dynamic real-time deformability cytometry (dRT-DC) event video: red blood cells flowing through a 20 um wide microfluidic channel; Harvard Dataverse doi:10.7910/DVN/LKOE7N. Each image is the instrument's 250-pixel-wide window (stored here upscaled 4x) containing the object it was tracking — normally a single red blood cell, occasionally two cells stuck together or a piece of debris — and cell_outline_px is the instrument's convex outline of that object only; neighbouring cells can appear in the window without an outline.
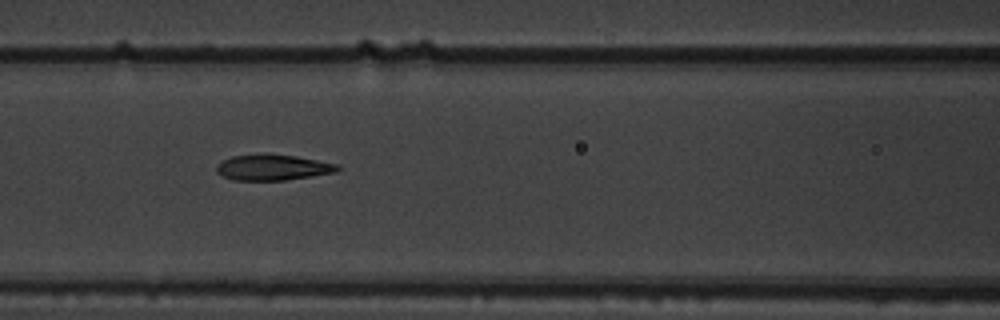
{"species": "common noctule bat (a hibernating species)", "species_latin": "Nyctalus noctula", "temperature_condition": "warm", "stored_images_in_passage": 7, "camera_frame_rate_fps": 3000, "um_per_image_px": 0.085, "animal": {"sex": "male", "body_mass_g": 19.5, "forearm_length_mm": 54.6}, "frame": {"image": 1, "passage_image": 7, "time_ms": 2.0, "image_size_px": [1000, 320], "cell_outline_px": [[340, 168], [336, 172], [312, 176], [284, 180], [232, 180], [216, 172], [216, 164], [220, 160], [232, 156], [296, 156], [340, 164]], "centroid_in_image_um": [23.19, 14.26], "position_along_channel_um": 143.4, "area_um2": 17.69}}